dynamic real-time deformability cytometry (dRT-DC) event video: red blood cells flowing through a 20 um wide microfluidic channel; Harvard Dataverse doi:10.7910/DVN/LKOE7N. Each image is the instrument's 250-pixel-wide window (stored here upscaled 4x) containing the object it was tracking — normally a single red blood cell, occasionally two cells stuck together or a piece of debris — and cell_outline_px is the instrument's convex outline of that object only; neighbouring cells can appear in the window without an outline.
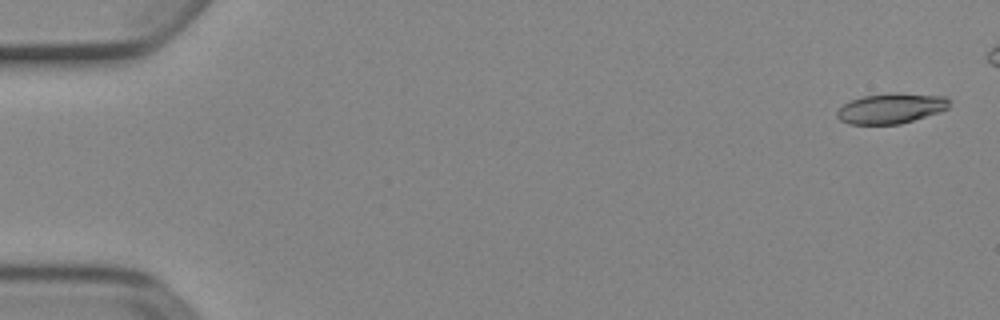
{"species": "Egyptian fruit bat (a non-hibernating species)", "species_latin": "Rousettus aegyptiacus", "temperature_condition": "cold", "stored_images_in_passage": 5, "camera_frame_rate_fps": 3000, "um_per_image_px": 0.085, "animal": {"sex": "female"}, "frame": {"image": 1, "passage_image": 1, "time_ms": 0.0, "image_size_px": [1000, 320], "cell_outline_px": [[952, 100], [948, 108], [940, 112], [900, 124], [848, 124], [840, 120], [836, 116], [836, 112], [844, 104], [852, 100], [864, 96], [892, 92], [944, 96]], "centroid_in_image_um": [75.76, 9.21], "position_along_channel_um": 9.2, "area_um2": 19.88}}